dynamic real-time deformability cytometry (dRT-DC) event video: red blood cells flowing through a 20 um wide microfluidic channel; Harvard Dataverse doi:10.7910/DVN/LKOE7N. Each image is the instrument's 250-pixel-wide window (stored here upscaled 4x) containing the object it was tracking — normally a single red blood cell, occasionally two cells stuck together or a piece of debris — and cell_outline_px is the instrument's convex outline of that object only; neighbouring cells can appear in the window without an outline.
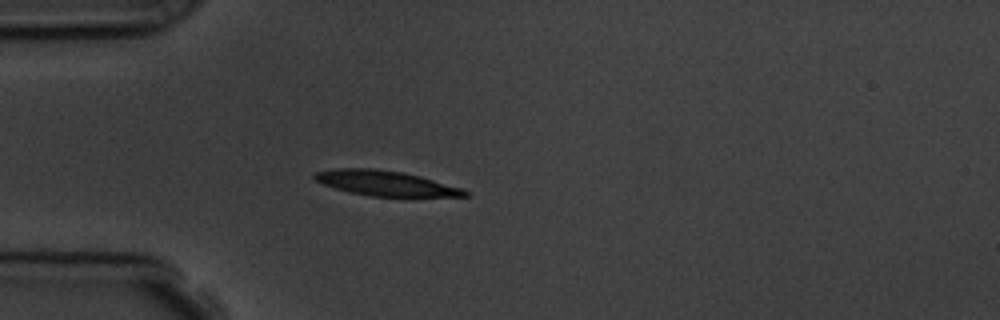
{"species": "common noctule bat (a hibernating species)", "species_latin": "Nyctalus noctula", "temperature_condition": "room temperature", "stored_images_in_passage": 3, "camera_frame_rate_fps": 3000, "um_per_image_px": 0.085, "animal": {"sex": "male", "body_mass_g": 19.5, "forearm_length_mm": 54.6}, "frame": {"image": 1, "passage_image": 3, "time_ms": 3.333, "image_size_px": [1000, 320], "cell_outline_px": [[468, 196], [372, 196], [348, 192], [324, 184], [316, 180], [312, 176], [316, 172], [336, 168], [372, 168], [404, 172], [420, 176], [464, 188], [468, 192]], "centroid_in_image_um": [32.79, 15.56], "position_along_channel_um": 52.2, "area_um2": 21.79}}